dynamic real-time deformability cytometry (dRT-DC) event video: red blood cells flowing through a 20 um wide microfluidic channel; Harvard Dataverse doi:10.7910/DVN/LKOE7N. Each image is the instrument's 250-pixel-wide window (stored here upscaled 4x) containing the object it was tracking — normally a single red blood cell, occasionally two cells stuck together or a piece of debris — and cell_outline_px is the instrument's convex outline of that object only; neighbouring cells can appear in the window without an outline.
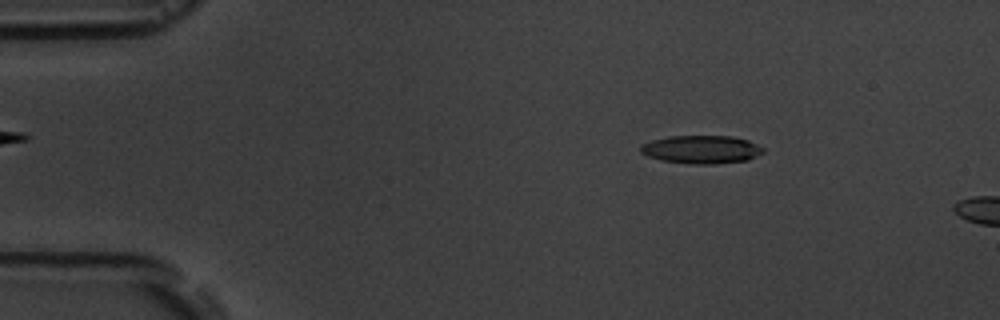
{"species": "common noctule bat (a hibernating species)", "species_latin": "Nyctalus noctula", "temperature_condition": "room temperature", "stored_images_in_passage": 3, "camera_frame_rate_fps": 3000, "um_per_image_px": 0.085, "animal": {"sex": "male", "body_mass_g": 19.5, "forearm_length_mm": 54.6}, "frame": {"image": 1, "passage_image": 1, "time_ms": 0.0, "image_size_px": [1000, 320], "cell_outline_px": [[764, 152], [748, 160], [712, 164], [692, 164], [660, 160], [648, 156], [640, 152], [640, 144], [652, 140], [668, 136], [732, 136], [748, 140], [764, 148]], "centroid_in_image_um": [59.6, 12.7], "position_along_channel_um": 25.4, "area_um2": 20.17}}